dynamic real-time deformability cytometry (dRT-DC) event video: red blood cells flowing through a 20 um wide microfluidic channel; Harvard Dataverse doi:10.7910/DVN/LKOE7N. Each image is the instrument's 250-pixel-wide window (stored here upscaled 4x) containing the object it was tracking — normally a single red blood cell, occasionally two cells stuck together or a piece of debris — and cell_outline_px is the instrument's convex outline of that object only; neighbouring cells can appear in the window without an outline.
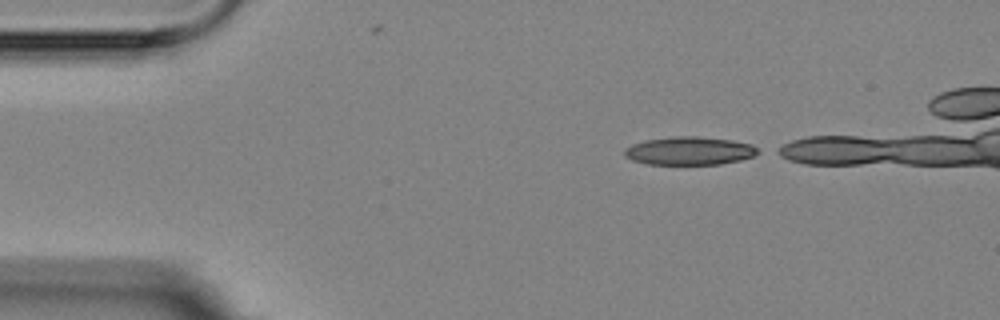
{"species": "Egyptian fruit bat (a non-hibernating species)", "species_latin": "Rousettus aegyptiacus", "temperature_condition": "room temperature", "stored_images_in_passage": 4, "camera_frame_rate_fps": 3000, "um_per_image_px": 0.085, "animal": {"sex": "female"}, "frame": {"image": 1, "passage_image": 1, "time_ms": 0.0, "image_size_px": [1000, 320], "cell_outline_px": [[756, 152], [752, 156], [740, 160], [720, 164], [648, 164], [632, 160], [624, 156], [624, 148], [632, 144], [644, 140], [672, 136], [696, 136], [732, 140], [752, 144], [756, 148]], "centroid_in_image_um": [58.54, 12.81], "position_along_channel_um": 26.5, "area_um2": 21.85}}